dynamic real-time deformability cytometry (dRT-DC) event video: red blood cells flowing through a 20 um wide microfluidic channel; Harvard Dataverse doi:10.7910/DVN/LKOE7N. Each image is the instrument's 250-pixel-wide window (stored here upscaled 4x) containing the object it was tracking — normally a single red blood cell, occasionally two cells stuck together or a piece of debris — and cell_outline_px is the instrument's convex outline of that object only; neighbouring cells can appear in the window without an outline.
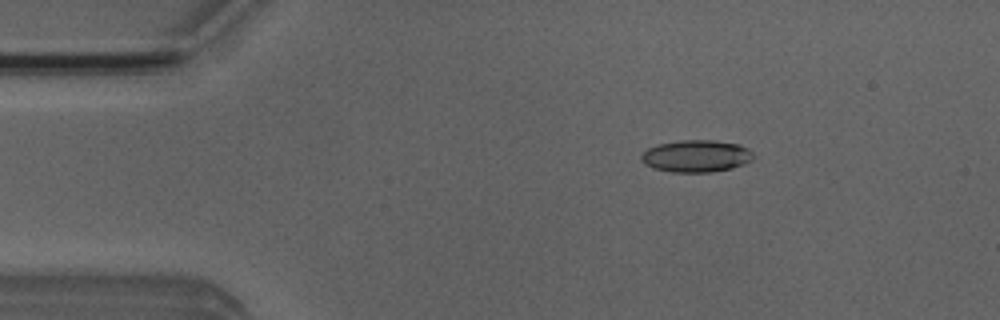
{"species": "Egyptian fruit bat (a non-hibernating species)", "species_latin": "Rousettus aegyptiacus", "temperature_condition": "room temperature", "stored_images_in_passage": 8, "camera_frame_rate_fps": 3000, "um_per_image_px": 0.085, "animal": {"sex": "male"}, "frame": {"image": 1, "passage_image": 3, "time_ms": 2.0, "image_size_px": [1000, 320], "cell_outline_px": [[752, 160], [744, 164], [732, 168], [712, 172], [672, 172], [652, 168], [644, 164], [640, 160], [640, 156], [648, 148], [656, 144], [680, 140], [712, 140], [740, 144], [748, 148], [752, 152]], "centroid_in_image_um": [59.16, 13.26], "position_along_channel_um": 25.8, "area_um2": 21.15}}
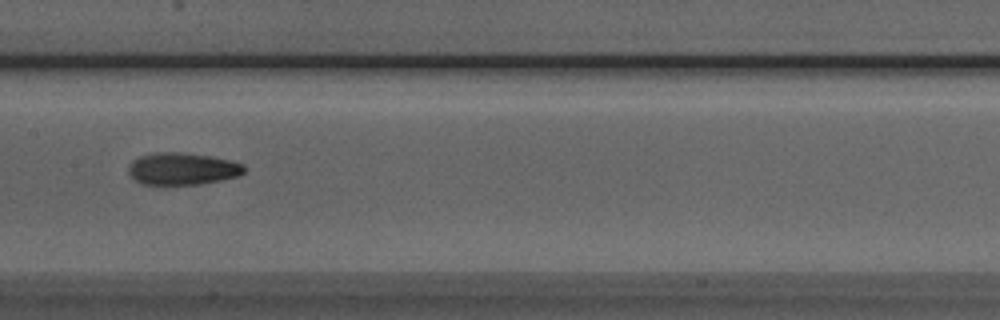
{"frame": {"image": 2, "passage_image": 8, "time_ms": 7.667, "image_size_px": [1000, 320], "cell_outline_px": [[244, 172], [240, 176], [200, 184], [140, 184], [128, 172], [128, 164], [132, 160], [140, 156], [156, 152], [184, 152], [212, 156], [232, 160], [244, 164]], "centroid_in_image_um": [15.51, 14.33], "position_along_channel_um": 191.9, "area_um2": 21.85}}